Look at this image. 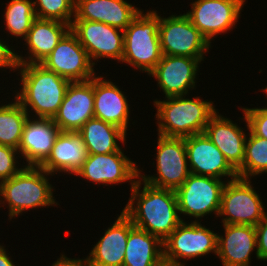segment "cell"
<instances>
[{"instance_id": "cell-1", "label": "cell", "mask_w": 267, "mask_h": 266, "mask_svg": "<svg viewBox=\"0 0 267 266\" xmlns=\"http://www.w3.org/2000/svg\"><path fill=\"white\" fill-rule=\"evenodd\" d=\"M142 182L137 179L131 189V198L122 211L135 227L163 242L184 221L179 215L175 190L157 188Z\"/></svg>"}, {"instance_id": "cell-2", "label": "cell", "mask_w": 267, "mask_h": 266, "mask_svg": "<svg viewBox=\"0 0 267 266\" xmlns=\"http://www.w3.org/2000/svg\"><path fill=\"white\" fill-rule=\"evenodd\" d=\"M18 68L22 85L20 84V92H16L14 98L27 113L31 108L37 117L53 119L71 81L47 70L41 64H19Z\"/></svg>"}, {"instance_id": "cell-3", "label": "cell", "mask_w": 267, "mask_h": 266, "mask_svg": "<svg viewBox=\"0 0 267 266\" xmlns=\"http://www.w3.org/2000/svg\"><path fill=\"white\" fill-rule=\"evenodd\" d=\"M192 99L183 95L153 101L157 109L155 116L158 119L159 135L186 138L204 133L210 118L217 110L212 101H205L200 97Z\"/></svg>"}, {"instance_id": "cell-4", "label": "cell", "mask_w": 267, "mask_h": 266, "mask_svg": "<svg viewBox=\"0 0 267 266\" xmlns=\"http://www.w3.org/2000/svg\"><path fill=\"white\" fill-rule=\"evenodd\" d=\"M48 175L40 166L25 165L16 175L0 182V204L8 203L9 220L30 208L58 205Z\"/></svg>"}, {"instance_id": "cell-5", "label": "cell", "mask_w": 267, "mask_h": 266, "mask_svg": "<svg viewBox=\"0 0 267 266\" xmlns=\"http://www.w3.org/2000/svg\"><path fill=\"white\" fill-rule=\"evenodd\" d=\"M140 13L124 30L122 63H127L142 72L150 73L161 60L159 15L156 11Z\"/></svg>"}, {"instance_id": "cell-6", "label": "cell", "mask_w": 267, "mask_h": 266, "mask_svg": "<svg viewBox=\"0 0 267 266\" xmlns=\"http://www.w3.org/2000/svg\"><path fill=\"white\" fill-rule=\"evenodd\" d=\"M218 234L195 219L187 224L182 221L163 241V260L172 266H185L179 260L194 259L209 253L217 254Z\"/></svg>"}, {"instance_id": "cell-7", "label": "cell", "mask_w": 267, "mask_h": 266, "mask_svg": "<svg viewBox=\"0 0 267 266\" xmlns=\"http://www.w3.org/2000/svg\"><path fill=\"white\" fill-rule=\"evenodd\" d=\"M260 198L250 179L230 178L222 192L218 216L224 217L223 224L256 226L267 213Z\"/></svg>"}, {"instance_id": "cell-8", "label": "cell", "mask_w": 267, "mask_h": 266, "mask_svg": "<svg viewBox=\"0 0 267 266\" xmlns=\"http://www.w3.org/2000/svg\"><path fill=\"white\" fill-rule=\"evenodd\" d=\"M159 37L163 55L204 59L211 44L184 14L159 16Z\"/></svg>"}, {"instance_id": "cell-9", "label": "cell", "mask_w": 267, "mask_h": 266, "mask_svg": "<svg viewBox=\"0 0 267 266\" xmlns=\"http://www.w3.org/2000/svg\"><path fill=\"white\" fill-rule=\"evenodd\" d=\"M156 152V176H146L139 172V178L157 188L176 190L190 174L185 139L158 134Z\"/></svg>"}, {"instance_id": "cell-10", "label": "cell", "mask_w": 267, "mask_h": 266, "mask_svg": "<svg viewBox=\"0 0 267 266\" xmlns=\"http://www.w3.org/2000/svg\"><path fill=\"white\" fill-rule=\"evenodd\" d=\"M225 181L190 173L175 190L179 214L202 218L212 212L218 217Z\"/></svg>"}, {"instance_id": "cell-11", "label": "cell", "mask_w": 267, "mask_h": 266, "mask_svg": "<svg viewBox=\"0 0 267 266\" xmlns=\"http://www.w3.org/2000/svg\"><path fill=\"white\" fill-rule=\"evenodd\" d=\"M70 30L76 35L94 66L96 64L92 60L101 58H111L121 62L124 51V30L87 20H73Z\"/></svg>"}, {"instance_id": "cell-12", "label": "cell", "mask_w": 267, "mask_h": 266, "mask_svg": "<svg viewBox=\"0 0 267 266\" xmlns=\"http://www.w3.org/2000/svg\"><path fill=\"white\" fill-rule=\"evenodd\" d=\"M245 0H195L185 15L209 43L231 30L239 19Z\"/></svg>"}, {"instance_id": "cell-13", "label": "cell", "mask_w": 267, "mask_h": 266, "mask_svg": "<svg viewBox=\"0 0 267 266\" xmlns=\"http://www.w3.org/2000/svg\"><path fill=\"white\" fill-rule=\"evenodd\" d=\"M40 64L71 82H85L95 76L94 65L71 30Z\"/></svg>"}, {"instance_id": "cell-14", "label": "cell", "mask_w": 267, "mask_h": 266, "mask_svg": "<svg viewBox=\"0 0 267 266\" xmlns=\"http://www.w3.org/2000/svg\"><path fill=\"white\" fill-rule=\"evenodd\" d=\"M136 163L124 155L122 149L108 154H88L82 167L76 172V176L83 177L93 183L112 185L130 182L131 188L135 185V179L139 178ZM134 179V180H133Z\"/></svg>"}, {"instance_id": "cell-15", "label": "cell", "mask_w": 267, "mask_h": 266, "mask_svg": "<svg viewBox=\"0 0 267 266\" xmlns=\"http://www.w3.org/2000/svg\"><path fill=\"white\" fill-rule=\"evenodd\" d=\"M94 118V77L85 82H71L54 123L61 132H78Z\"/></svg>"}, {"instance_id": "cell-16", "label": "cell", "mask_w": 267, "mask_h": 266, "mask_svg": "<svg viewBox=\"0 0 267 266\" xmlns=\"http://www.w3.org/2000/svg\"><path fill=\"white\" fill-rule=\"evenodd\" d=\"M203 59L185 56L163 55L156 67L148 74L157 79L165 98L183 96L195 88L196 73Z\"/></svg>"}, {"instance_id": "cell-17", "label": "cell", "mask_w": 267, "mask_h": 266, "mask_svg": "<svg viewBox=\"0 0 267 266\" xmlns=\"http://www.w3.org/2000/svg\"><path fill=\"white\" fill-rule=\"evenodd\" d=\"M184 139L190 173L218 179L225 176L232 179L238 177L237 171L205 133Z\"/></svg>"}, {"instance_id": "cell-18", "label": "cell", "mask_w": 267, "mask_h": 266, "mask_svg": "<svg viewBox=\"0 0 267 266\" xmlns=\"http://www.w3.org/2000/svg\"><path fill=\"white\" fill-rule=\"evenodd\" d=\"M30 117L25 122L18 151L27 166H40L50 155L61 130L52 118L37 117L33 120Z\"/></svg>"}, {"instance_id": "cell-19", "label": "cell", "mask_w": 267, "mask_h": 266, "mask_svg": "<svg viewBox=\"0 0 267 266\" xmlns=\"http://www.w3.org/2000/svg\"><path fill=\"white\" fill-rule=\"evenodd\" d=\"M140 11L125 0H75L73 20L101 22L125 30Z\"/></svg>"}, {"instance_id": "cell-20", "label": "cell", "mask_w": 267, "mask_h": 266, "mask_svg": "<svg viewBox=\"0 0 267 266\" xmlns=\"http://www.w3.org/2000/svg\"><path fill=\"white\" fill-rule=\"evenodd\" d=\"M224 237H217V256L223 266H250V254L257 249L256 227L223 224Z\"/></svg>"}, {"instance_id": "cell-21", "label": "cell", "mask_w": 267, "mask_h": 266, "mask_svg": "<svg viewBox=\"0 0 267 266\" xmlns=\"http://www.w3.org/2000/svg\"><path fill=\"white\" fill-rule=\"evenodd\" d=\"M102 76H94V118L121 128L127 134L130 105L120 88Z\"/></svg>"}, {"instance_id": "cell-22", "label": "cell", "mask_w": 267, "mask_h": 266, "mask_svg": "<svg viewBox=\"0 0 267 266\" xmlns=\"http://www.w3.org/2000/svg\"><path fill=\"white\" fill-rule=\"evenodd\" d=\"M134 227L122 211L94 245L88 259L91 266H123L129 231Z\"/></svg>"}, {"instance_id": "cell-23", "label": "cell", "mask_w": 267, "mask_h": 266, "mask_svg": "<svg viewBox=\"0 0 267 266\" xmlns=\"http://www.w3.org/2000/svg\"><path fill=\"white\" fill-rule=\"evenodd\" d=\"M87 157V147L78 132H60L50 155L40 167L50 175L57 172L75 175Z\"/></svg>"}, {"instance_id": "cell-24", "label": "cell", "mask_w": 267, "mask_h": 266, "mask_svg": "<svg viewBox=\"0 0 267 266\" xmlns=\"http://www.w3.org/2000/svg\"><path fill=\"white\" fill-rule=\"evenodd\" d=\"M231 119L217 111L209 120L204 133L222 152L230 165L237 170L243 163L247 135Z\"/></svg>"}, {"instance_id": "cell-25", "label": "cell", "mask_w": 267, "mask_h": 266, "mask_svg": "<svg viewBox=\"0 0 267 266\" xmlns=\"http://www.w3.org/2000/svg\"><path fill=\"white\" fill-rule=\"evenodd\" d=\"M70 30V24L57 20L36 18L24 41L28 48V57L18 55L19 64H40L58 45L63 36Z\"/></svg>"}, {"instance_id": "cell-26", "label": "cell", "mask_w": 267, "mask_h": 266, "mask_svg": "<svg viewBox=\"0 0 267 266\" xmlns=\"http://www.w3.org/2000/svg\"><path fill=\"white\" fill-rule=\"evenodd\" d=\"M163 264V242L158 237L134 226L129 231L123 266Z\"/></svg>"}, {"instance_id": "cell-27", "label": "cell", "mask_w": 267, "mask_h": 266, "mask_svg": "<svg viewBox=\"0 0 267 266\" xmlns=\"http://www.w3.org/2000/svg\"><path fill=\"white\" fill-rule=\"evenodd\" d=\"M88 154H108L119 151L117 141L125 144L126 133L119 127L101 119L91 118L78 131Z\"/></svg>"}, {"instance_id": "cell-28", "label": "cell", "mask_w": 267, "mask_h": 266, "mask_svg": "<svg viewBox=\"0 0 267 266\" xmlns=\"http://www.w3.org/2000/svg\"><path fill=\"white\" fill-rule=\"evenodd\" d=\"M30 114L15 98L14 102L0 106V144L18 150L25 122Z\"/></svg>"}, {"instance_id": "cell-29", "label": "cell", "mask_w": 267, "mask_h": 266, "mask_svg": "<svg viewBox=\"0 0 267 266\" xmlns=\"http://www.w3.org/2000/svg\"><path fill=\"white\" fill-rule=\"evenodd\" d=\"M248 135L243 163L236 170L238 177L245 179L267 173V139L260 138L251 131Z\"/></svg>"}, {"instance_id": "cell-30", "label": "cell", "mask_w": 267, "mask_h": 266, "mask_svg": "<svg viewBox=\"0 0 267 266\" xmlns=\"http://www.w3.org/2000/svg\"><path fill=\"white\" fill-rule=\"evenodd\" d=\"M4 21L9 34L26 38L36 19L34 4L31 0H11L6 6Z\"/></svg>"}, {"instance_id": "cell-31", "label": "cell", "mask_w": 267, "mask_h": 266, "mask_svg": "<svg viewBox=\"0 0 267 266\" xmlns=\"http://www.w3.org/2000/svg\"><path fill=\"white\" fill-rule=\"evenodd\" d=\"M33 4L36 18L57 20L70 25L74 19L75 0H35Z\"/></svg>"}, {"instance_id": "cell-32", "label": "cell", "mask_w": 267, "mask_h": 266, "mask_svg": "<svg viewBox=\"0 0 267 266\" xmlns=\"http://www.w3.org/2000/svg\"><path fill=\"white\" fill-rule=\"evenodd\" d=\"M248 131L254 135L267 139V107L264 108H241Z\"/></svg>"}, {"instance_id": "cell-33", "label": "cell", "mask_w": 267, "mask_h": 266, "mask_svg": "<svg viewBox=\"0 0 267 266\" xmlns=\"http://www.w3.org/2000/svg\"><path fill=\"white\" fill-rule=\"evenodd\" d=\"M17 153L19 154L17 149L0 144V182L13 177L22 169L16 165Z\"/></svg>"}, {"instance_id": "cell-34", "label": "cell", "mask_w": 267, "mask_h": 266, "mask_svg": "<svg viewBox=\"0 0 267 266\" xmlns=\"http://www.w3.org/2000/svg\"><path fill=\"white\" fill-rule=\"evenodd\" d=\"M256 227V257L258 260L267 261V213Z\"/></svg>"}, {"instance_id": "cell-35", "label": "cell", "mask_w": 267, "mask_h": 266, "mask_svg": "<svg viewBox=\"0 0 267 266\" xmlns=\"http://www.w3.org/2000/svg\"><path fill=\"white\" fill-rule=\"evenodd\" d=\"M19 63L17 60V53H15L9 45L0 39V68H10L15 71L18 70Z\"/></svg>"}, {"instance_id": "cell-36", "label": "cell", "mask_w": 267, "mask_h": 266, "mask_svg": "<svg viewBox=\"0 0 267 266\" xmlns=\"http://www.w3.org/2000/svg\"><path fill=\"white\" fill-rule=\"evenodd\" d=\"M52 266H91L88 257L85 259H71L61 254L60 258Z\"/></svg>"}, {"instance_id": "cell-37", "label": "cell", "mask_w": 267, "mask_h": 266, "mask_svg": "<svg viewBox=\"0 0 267 266\" xmlns=\"http://www.w3.org/2000/svg\"><path fill=\"white\" fill-rule=\"evenodd\" d=\"M0 266H16L7 254L3 245H0Z\"/></svg>"}, {"instance_id": "cell-38", "label": "cell", "mask_w": 267, "mask_h": 266, "mask_svg": "<svg viewBox=\"0 0 267 266\" xmlns=\"http://www.w3.org/2000/svg\"><path fill=\"white\" fill-rule=\"evenodd\" d=\"M263 91L266 93V95H267V87H265V89H263Z\"/></svg>"}, {"instance_id": "cell-39", "label": "cell", "mask_w": 267, "mask_h": 266, "mask_svg": "<svg viewBox=\"0 0 267 266\" xmlns=\"http://www.w3.org/2000/svg\"><path fill=\"white\" fill-rule=\"evenodd\" d=\"M162 266H172V265H168V264H165V263H164Z\"/></svg>"}]
</instances>
